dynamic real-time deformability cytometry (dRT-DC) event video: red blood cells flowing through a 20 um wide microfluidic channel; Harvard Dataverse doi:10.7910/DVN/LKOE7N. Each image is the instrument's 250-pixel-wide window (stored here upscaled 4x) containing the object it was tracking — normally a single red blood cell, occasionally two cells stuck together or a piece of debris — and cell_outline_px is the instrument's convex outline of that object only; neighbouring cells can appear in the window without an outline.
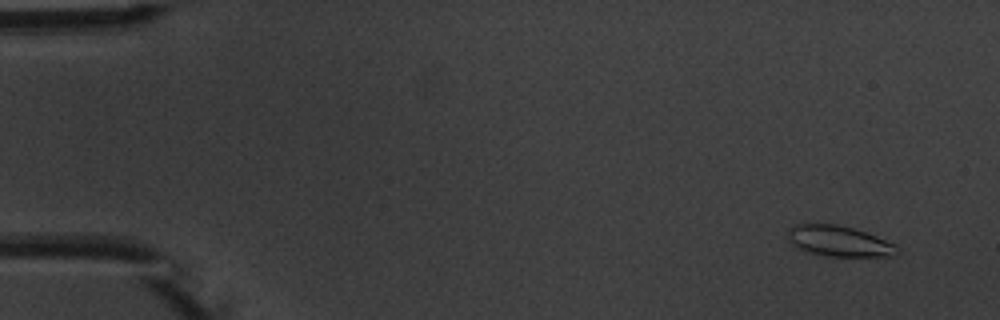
{"species": "common noctule bat (a hibernating species)", "species_latin": "Nyctalus noctula", "temperature_condition": "warm", "stored_images_in_passage": 4, "camera_frame_rate_fps": 3000, "um_per_image_px": 0.085, "animal": {"sex": "male", "body_mass_g": 20.1, "forearm_length_mm": 53.5}, "frame": {"image": 1, "passage_image": 1, "time_ms": 0.0, "image_size_px": [1000, 320], "cell_outline_px": [[900, 252], [892, 256], [824, 256], [808, 252], [800, 248], [788, 240], [788, 232], [796, 224], [836, 224], [852, 228], [876, 236], [896, 244]], "centroid_in_image_um": [71.35, 20.5], "position_along_channel_um": 13.6, "area_um2": 19.31}}
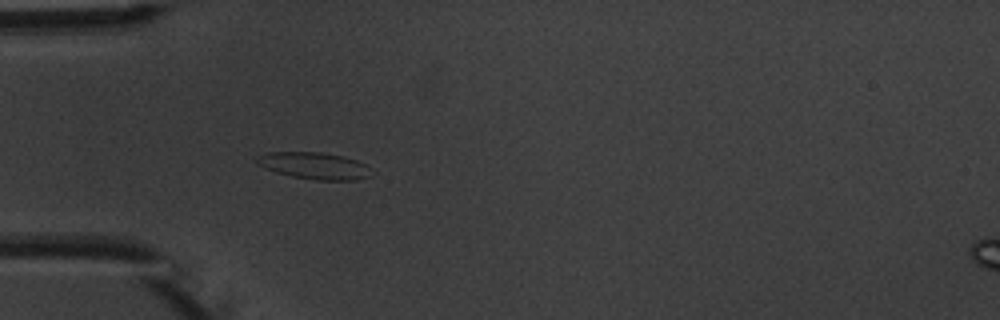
{"frame": {"image": 2, "passage_image": 4, "time_ms": 4.333, "image_size_px": [1000, 320], "cell_outline_px": [[372, 176], [356, 180], [316, 180], [292, 176], [276, 172], [256, 164], [256, 156], [268, 152], [320, 152], [344, 156], [356, 160], [364, 164]], "centroid_in_image_um": [26.68, 14.08], "position_along_channel_um": 58.3, "area_um2": 17.8}}